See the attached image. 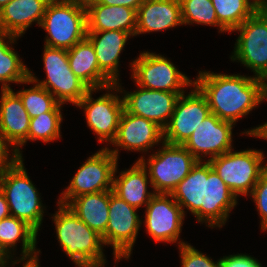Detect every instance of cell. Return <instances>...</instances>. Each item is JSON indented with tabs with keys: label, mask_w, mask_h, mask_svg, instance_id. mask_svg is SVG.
Returning a JSON list of instances; mask_svg holds the SVG:
<instances>
[{
	"label": "cell",
	"mask_w": 267,
	"mask_h": 267,
	"mask_svg": "<svg viewBox=\"0 0 267 267\" xmlns=\"http://www.w3.org/2000/svg\"><path fill=\"white\" fill-rule=\"evenodd\" d=\"M11 0H0V10L10 2Z\"/></svg>",
	"instance_id": "f6af8a7d"
},
{
	"label": "cell",
	"mask_w": 267,
	"mask_h": 267,
	"mask_svg": "<svg viewBox=\"0 0 267 267\" xmlns=\"http://www.w3.org/2000/svg\"><path fill=\"white\" fill-rule=\"evenodd\" d=\"M70 68L90 89H106L123 93L120 83L114 84L100 69L95 49L85 38L67 50ZM110 90V91H109Z\"/></svg>",
	"instance_id": "d6986e66"
},
{
	"label": "cell",
	"mask_w": 267,
	"mask_h": 267,
	"mask_svg": "<svg viewBox=\"0 0 267 267\" xmlns=\"http://www.w3.org/2000/svg\"><path fill=\"white\" fill-rule=\"evenodd\" d=\"M183 24L218 26L220 32H228L219 22L211 0H179Z\"/></svg>",
	"instance_id": "1f68e13d"
},
{
	"label": "cell",
	"mask_w": 267,
	"mask_h": 267,
	"mask_svg": "<svg viewBox=\"0 0 267 267\" xmlns=\"http://www.w3.org/2000/svg\"><path fill=\"white\" fill-rule=\"evenodd\" d=\"M10 145L4 139V136L0 133V174L9 166H11L19 157L16 152H12V156L8 153ZM12 158H9V157Z\"/></svg>",
	"instance_id": "8d00e7d4"
},
{
	"label": "cell",
	"mask_w": 267,
	"mask_h": 267,
	"mask_svg": "<svg viewBox=\"0 0 267 267\" xmlns=\"http://www.w3.org/2000/svg\"><path fill=\"white\" fill-rule=\"evenodd\" d=\"M182 267H220V261L214 262L187 242L179 241Z\"/></svg>",
	"instance_id": "836d02e7"
},
{
	"label": "cell",
	"mask_w": 267,
	"mask_h": 267,
	"mask_svg": "<svg viewBox=\"0 0 267 267\" xmlns=\"http://www.w3.org/2000/svg\"><path fill=\"white\" fill-rule=\"evenodd\" d=\"M132 36L126 31L106 30L102 32H87L86 38L95 49L99 69L114 83L119 82L120 53Z\"/></svg>",
	"instance_id": "603a6c76"
},
{
	"label": "cell",
	"mask_w": 267,
	"mask_h": 267,
	"mask_svg": "<svg viewBox=\"0 0 267 267\" xmlns=\"http://www.w3.org/2000/svg\"><path fill=\"white\" fill-rule=\"evenodd\" d=\"M17 94L30 118L50 112L59 104L48 90L37 83L30 89L18 91Z\"/></svg>",
	"instance_id": "d6a6232c"
},
{
	"label": "cell",
	"mask_w": 267,
	"mask_h": 267,
	"mask_svg": "<svg viewBox=\"0 0 267 267\" xmlns=\"http://www.w3.org/2000/svg\"><path fill=\"white\" fill-rule=\"evenodd\" d=\"M258 11L267 18V0H258Z\"/></svg>",
	"instance_id": "60d3db41"
},
{
	"label": "cell",
	"mask_w": 267,
	"mask_h": 267,
	"mask_svg": "<svg viewBox=\"0 0 267 267\" xmlns=\"http://www.w3.org/2000/svg\"><path fill=\"white\" fill-rule=\"evenodd\" d=\"M87 32L106 30L136 32L137 11L125 6H108L91 0L86 6Z\"/></svg>",
	"instance_id": "44dd1931"
},
{
	"label": "cell",
	"mask_w": 267,
	"mask_h": 267,
	"mask_svg": "<svg viewBox=\"0 0 267 267\" xmlns=\"http://www.w3.org/2000/svg\"><path fill=\"white\" fill-rule=\"evenodd\" d=\"M38 261V257L34 259H26L22 267H40Z\"/></svg>",
	"instance_id": "b9f144b4"
},
{
	"label": "cell",
	"mask_w": 267,
	"mask_h": 267,
	"mask_svg": "<svg viewBox=\"0 0 267 267\" xmlns=\"http://www.w3.org/2000/svg\"><path fill=\"white\" fill-rule=\"evenodd\" d=\"M263 160V152L247 149L239 152L230 150L209 160V163L235 196L239 197L252 193L262 171L267 167V164L262 165Z\"/></svg>",
	"instance_id": "52a82bcc"
},
{
	"label": "cell",
	"mask_w": 267,
	"mask_h": 267,
	"mask_svg": "<svg viewBox=\"0 0 267 267\" xmlns=\"http://www.w3.org/2000/svg\"><path fill=\"white\" fill-rule=\"evenodd\" d=\"M244 134H247L249 136H253V137H259V138H262L264 140H267V122L256 127V128H253L251 130H247L245 132H242Z\"/></svg>",
	"instance_id": "f35d334b"
},
{
	"label": "cell",
	"mask_w": 267,
	"mask_h": 267,
	"mask_svg": "<svg viewBox=\"0 0 267 267\" xmlns=\"http://www.w3.org/2000/svg\"><path fill=\"white\" fill-rule=\"evenodd\" d=\"M219 261L220 267H262L254 257L246 254L224 256Z\"/></svg>",
	"instance_id": "d590c367"
},
{
	"label": "cell",
	"mask_w": 267,
	"mask_h": 267,
	"mask_svg": "<svg viewBox=\"0 0 267 267\" xmlns=\"http://www.w3.org/2000/svg\"><path fill=\"white\" fill-rule=\"evenodd\" d=\"M207 161H198L191 172L177 185L171 195L182 208L190 210L198 220L205 222V192ZM184 208V209H183Z\"/></svg>",
	"instance_id": "d4e9b609"
},
{
	"label": "cell",
	"mask_w": 267,
	"mask_h": 267,
	"mask_svg": "<svg viewBox=\"0 0 267 267\" xmlns=\"http://www.w3.org/2000/svg\"><path fill=\"white\" fill-rule=\"evenodd\" d=\"M218 22L230 33L258 10V0H211Z\"/></svg>",
	"instance_id": "f546056e"
},
{
	"label": "cell",
	"mask_w": 267,
	"mask_h": 267,
	"mask_svg": "<svg viewBox=\"0 0 267 267\" xmlns=\"http://www.w3.org/2000/svg\"><path fill=\"white\" fill-rule=\"evenodd\" d=\"M0 189L5 195L10 214L26 222L38 233L45 207L27 175L23 158H18L0 174Z\"/></svg>",
	"instance_id": "3957f363"
},
{
	"label": "cell",
	"mask_w": 267,
	"mask_h": 267,
	"mask_svg": "<svg viewBox=\"0 0 267 267\" xmlns=\"http://www.w3.org/2000/svg\"><path fill=\"white\" fill-rule=\"evenodd\" d=\"M186 96L182 93L175 104L170 121L163 129V141L183 145L195 129L211 114L206 98L195 86Z\"/></svg>",
	"instance_id": "7c38bea8"
},
{
	"label": "cell",
	"mask_w": 267,
	"mask_h": 267,
	"mask_svg": "<svg viewBox=\"0 0 267 267\" xmlns=\"http://www.w3.org/2000/svg\"><path fill=\"white\" fill-rule=\"evenodd\" d=\"M7 38V39H6ZM19 38L0 30V83L1 91L11 90L8 83L29 84V69L10 46Z\"/></svg>",
	"instance_id": "f1b7e54d"
},
{
	"label": "cell",
	"mask_w": 267,
	"mask_h": 267,
	"mask_svg": "<svg viewBox=\"0 0 267 267\" xmlns=\"http://www.w3.org/2000/svg\"><path fill=\"white\" fill-rule=\"evenodd\" d=\"M137 209L110 190L108 225L102 236L105 245L113 247L115 262L129 259L142 221Z\"/></svg>",
	"instance_id": "8fae6325"
},
{
	"label": "cell",
	"mask_w": 267,
	"mask_h": 267,
	"mask_svg": "<svg viewBox=\"0 0 267 267\" xmlns=\"http://www.w3.org/2000/svg\"><path fill=\"white\" fill-rule=\"evenodd\" d=\"M93 92H96V89H90L76 106L84 108L87 125L99 136L98 141L112 143L116 138L124 110L123 97L114 92L106 93L95 100L92 98Z\"/></svg>",
	"instance_id": "4fadbf2b"
},
{
	"label": "cell",
	"mask_w": 267,
	"mask_h": 267,
	"mask_svg": "<svg viewBox=\"0 0 267 267\" xmlns=\"http://www.w3.org/2000/svg\"><path fill=\"white\" fill-rule=\"evenodd\" d=\"M99 4H105L108 6H125L131 9H137L143 3L144 0H96Z\"/></svg>",
	"instance_id": "74e56055"
},
{
	"label": "cell",
	"mask_w": 267,
	"mask_h": 267,
	"mask_svg": "<svg viewBox=\"0 0 267 267\" xmlns=\"http://www.w3.org/2000/svg\"><path fill=\"white\" fill-rule=\"evenodd\" d=\"M61 107L62 104L59 103L52 111L31 118L28 138L20 148L29 140L36 141L39 139L45 143H49L59 139L61 137L60 124L63 120Z\"/></svg>",
	"instance_id": "4dcf8cb0"
},
{
	"label": "cell",
	"mask_w": 267,
	"mask_h": 267,
	"mask_svg": "<svg viewBox=\"0 0 267 267\" xmlns=\"http://www.w3.org/2000/svg\"><path fill=\"white\" fill-rule=\"evenodd\" d=\"M256 203L261 218V230L267 229V167L262 171L259 181L250 194Z\"/></svg>",
	"instance_id": "e575fe53"
},
{
	"label": "cell",
	"mask_w": 267,
	"mask_h": 267,
	"mask_svg": "<svg viewBox=\"0 0 267 267\" xmlns=\"http://www.w3.org/2000/svg\"><path fill=\"white\" fill-rule=\"evenodd\" d=\"M153 153L148 161H145L144 156L138 161L148 168L149 183L154 193L171 194L198 162L183 145L164 141L162 148Z\"/></svg>",
	"instance_id": "277c9868"
},
{
	"label": "cell",
	"mask_w": 267,
	"mask_h": 267,
	"mask_svg": "<svg viewBox=\"0 0 267 267\" xmlns=\"http://www.w3.org/2000/svg\"><path fill=\"white\" fill-rule=\"evenodd\" d=\"M50 0H11L0 10V30L17 37L33 22L41 25Z\"/></svg>",
	"instance_id": "cb8c5ba5"
},
{
	"label": "cell",
	"mask_w": 267,
	"mask_h": 267,
	"mask_svg": "<svg viewBox=\"0 0 267 267\" xmlns=\"http://www.w3.org/2000/svg\"><path fill=\"white\" fill-rule=\"evenodd\" d=\"M132 78L138 87L165 92H185L184 87L194 81L181 73L175 65L155 52H143L131 64Z\"/></svg>",
	"instance_id": "9c48e42d"
},
{
	"label": "cell",
	"mask_w": 267,
	"mask_h": 267,
	"mask_svg": "<svg viewBox=\"0 0 267 267\" xmlns=\"http://www.w3.org/2000/svg\"><path fill=\"white\" fill-rule=\"evenodd\" d=\"M40 26L49 35L44 45L69 50L86 38V8L78 3L50 1Z\"/></svg>",
	"instance_id": "5b68a950"
},
{
	"label": "cell",
	"mask_w": 267,
	"mask_h": 267,
	"mask_svg": "<svg viewBox=\"0 0 267 267\" xmlns=\"http://www.w3.org/2000/svg\"><path fill=\"white\" fill-rule=\"evenodd\" d=\"M234 124L219 119L215 114H209L195 129L183 146L198 160L210 156L209 161L232 148V128ZM203 156H202V155ZM202 157V158H201Z\"/></svg>",
	"instance_id": "9a60e30c"
},
{
	"label": "cell",
	"mask_w": 267,
	"mask_h": 267,
	"mask_svg": "<svg viewBox=\"0 0 267 267\" xmlns=\"http://www.w3.org/2000/svg\"><path fill=\"white\" fill-rule=\"evenodd\" d=\"M30 120L20 96L13 89L1 91L0 133L19 158H22L19 147L28 138Z\"/></svg>",
	"instance_id": "ac0fdd59"
},
{
	"label": "cell",
	"mask_w": 267,
	"mask_h": 267,
	"mask_svg": "<svg viewBox=\"0 0 267 267\" xmlns=\"http://www.w3.org/2000/svg\"><path fill=\"white\" fill-rule=\"evenodd\" d=\"M194 85L206 98L211 113L234 125L267 100V82L255 76L199 71Z\"/></svg>",
	"instance_id": "6da1fadb"
},
{
	"label": "cell",
	"mask_w": 267,
	"mask_h": 267,
	"mask_svg": "<svg viewBox=\"0 0 267 267\" xmlns=\"http://www.w3.org/2000/svg\"><path fill=\"white\" fill-rule=\"evenodd\" d=\"M231 60L239 61L267 82V18L258 10L239 27Z\"/></svg>",
	"instance_id": "30bf717a"
},
{
	"label": "cell",
	"mask_w": 267,
	"mask_h": 267,
	"mask_svg": "<svg viewBox=\"0 0 267 267\" xmlns=\"http://www.w3.org/2000/svg\"><path fill=\"white\" fill-rule=\"evenodd\" d=\"M43 61L47 79L39 80L29 70V83L48 90L60 104L76 105L90 90L71 70L66 49L44 45Z\"/></svg>",
	"instance_id": "8992f818"
},
{
	"label": "cell",
	"mask_w": 267,
	"mask_h": 267,
	"mask_svg": "<svg viewBox=\"0 0 267 267\" xmlns=\"http://www.w3.org/2000/svg\"><path fill=\"white\" fill-rule=\"evenodd\" d=\"M134 92H125L124 109L134 115L155 122L164 129L170 121L178 97L184 92H165L140 87Z\"/></svg>",
	"instance_id": "2e32d148"
},
{
	"label": "cell",
	"mask_w": 267,
	"mask_h": 267,
	"mask_svg": "<svg viewBox=\"0 0 267 267\" xmlns=\"http://www.w3.org/2000/svg\"><path fill=\"white\" fill-rule=\"evenodd\" d=\"M117 168L118 164L113 176V193L136 209L143 204L147 206L150 199L156 194L147 191L149 178L147 168L140 161H136L130 169L121 171L120 176L116 177Z\"/></svg>",
	"instance_id": "484cf974"
},
{
	"label": "cell",
	"mask_w": 267,
	"mask_h": 267,
	"mask_svg": "<svg viewBox=\"0 0 267 267\" xmlns=\"http://www.w3.org/2000/svg\"><path fill=\"white\" fill-rule=\"evenodd\" d=\"M110 191L84 194L67 206L93 231L103 236L108 225Z\"/></svg>",
	"instance_id": "83f0119b"
},
{
	"label": "cell",
	"mask_w": 267,
	"mask_h": 267,
	"mask_svg": "<svg viewBox=\"0 0 267 267\" xmlns=\"http://www.w3.org/2000/svg\"><path fill=\"white\" fill-rule=\"evenodd\" d=\"M37 232L26 222L12 215L0 220V252L6 253L12 257V251L16 243L22 240V257L12 261V265L22 262L26 259L38 257L39 251H36ZM21 238V239H20Z\"/></svg>",
	"instance_id": "4316f807"
},
{
	"label": "cell",
	"mask_w": 267,
	"mask_h": 267,
	"mask_svg": "<svg viewBox=\"0 0 267 267\" xmlns=\"http://www.w3.org/2000/svg\"><path fill=\"white\" fill-rule=\"evenodd\" d=\"M158 143H163V129L160 126L123 110L112 145L128 151L146 152Z\"/></svg>",
	"instance_id": "e0dca14e"
},
{
	"label": "cell",
	"mask_w": 267,
	"mask_h": 267,
	"mask_svg": "<svg viewBox=\"0 0 267 267\" xmlns=\"http://www.w3.org/2000/svg\"><path fill=\"white\" fill-rule=\"evenodd\" d=\"M183 25L179 0H144L137 9L136 35Z\"/></svg>",
	"instance_id": "ffe728a7"
},
{
	"label": "cell",
	"mask_w": 267,
	"mask_h": 267,
	"mask_svg": "<svg viewBox=\"0 0 267 267\" xmlns=\"http://www.w3.org/2000/svg\"><path fill=\"white\" fill-rule=\"evenodd\" d=\"M54 2H67V3H78L86 6L91 0H50Z\"/></svg>",
	"instance_id": "ee69618b"
},
{
	"label": "cell",
	"mask_w": 267,
	"mask_h": 267,
	"mask_svg": "<svg viewBox=\"0 0 267 267\" xmlns=\"http://www.w3.org/2000/svg\"><path fill=\"white\" fill-rule=\"evenodd\" d=\"M10 257L8 254L0 252V267H6Z\"/></svg>",
	"instance_id": "7bdbcfd3"
},
{
	"label": "cell",
	"mask_w": 267,
	"mask_h": 267,
	"mask_svg": "<svg viewBox=\"0 0 267 267\" xmlns=\"http://www.w3.org/2000/svg\"><path fill=\"white\" fill-rule=\"evenodd\" d=\"M101 149L80 166L69 186L61 193L58 203L68 205L78 196L112 190L119 150Z\"/></svg>",
	"instance_id": "ba28073f"
},
{
	"label": "cell",
	"mask_w": 267,
	"mask_h": 267,
	"mask_svg": "<svg viewBox=\"0 0 267 267\" xmlns=\"http://www.w3.org/2000/svg\"><path fill=\"white\" fill-rule=\"evenodd\" d=\"M53 214L57 240L77 267H87L105 261L102 236L85 224L67 205L57 203ZM103 244V245H102Z\"/></svg>",
	"instance_id": "7a4b0ae2"
},
{
	"label": "cell",
	"mask_w": 267,
	"mask_h": 267,
	"mask_svg": "<svg viewBox=\"0 0 267 267\" xmlns=\"http://www.w3.org/2000/svg\"><path fill=\"white\" fill-rule=\"evenodd\" d=\"M105 263H106V261H103L100 264L90 265V266H87V267H104Z\"/></svg>",
	"instance_id": "bcb514c9"
},
{
	"label": "cell",
	"mask_w": 267,
	"mask_h": 267,
	"mask_svg": "<svg viewBox=\"0 0 267 267\" xmlns=\"http://www.w3.org/2000/svg\"><path fill=\"white\" fill-rule=\"evenodd\" d=\"M237 197L212 169L207 161V181L205 192V224L221 228L230 211L237 205Z\"/></svg>",
	"instance_id": "7402d4cb"
},
{
	"label": "cell",
	"mask_w": 267,
	"mask_h": 267,
	"mask_svg": "<svg viewBox=\"0 0 267 267\" xmlns=\"http://www.w3.org/2000/svg\"><path fill=\"white\" fill-rule=\"evenodd\" d=\"M9 205L3 191L0 189V220L10 216Z\"/></svg>",
	"instance_id": "ab89813d"
},
{
	"label": "cell",
	"mask_w": 267,
	"mask_h": 267,
	"mask_svg": "<svg viewBox=\"0 0 267 267\" xmlns=\"http://www.w3.org/2000/svg\"><path fill=\"white\" fill-rule=\"evenodd\" d=\"M184 216L182 208L171 194L156 193L146 206L143 223L155 242L176 243L182 231Z\"/></svg>",
	"instance_id": "5bb4252c"
}]
</instances>
